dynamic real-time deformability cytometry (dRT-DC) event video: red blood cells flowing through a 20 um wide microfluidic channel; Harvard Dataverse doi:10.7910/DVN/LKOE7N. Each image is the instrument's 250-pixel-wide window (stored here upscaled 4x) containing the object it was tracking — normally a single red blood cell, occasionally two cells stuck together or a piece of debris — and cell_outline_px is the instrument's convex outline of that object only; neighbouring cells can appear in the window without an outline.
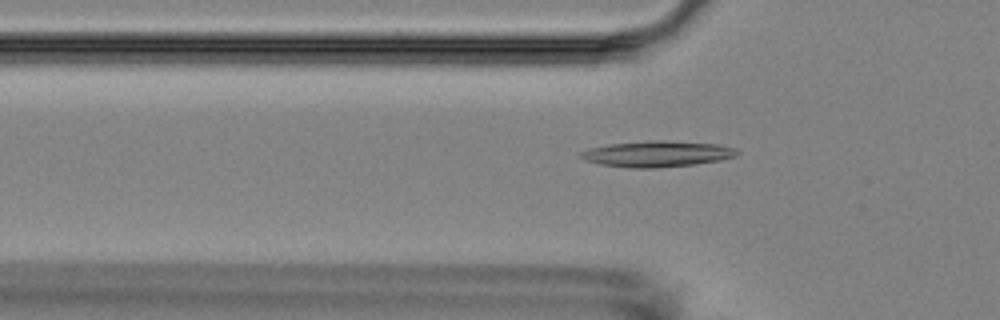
{"species": "Egyptian fruit bat (a non-hibernating species)", "species_latin": "Rousettus aegyptiacus", "temperature_condition": "room temperature", "stored_images_in_passage": 7, "segment_of_instrument_passage": [2, 2], "camera_frame_rate_fps": 3000, "um_per_image_px": 0.085, "animal": {"sex": "female"}, "frame": {"image": 1, "passage_image": 7, "time_ms": 7.0, "image_size_px": [1000, 320], "cell_outline_px": [[740, 152], [736, 156], [720, 160], [692, 164], [656, 168], [628, 168], [600, 164], [584, 160], [580, 156], [580, 152], [588, 148], [608, 144], [656, 140], [664, 140], [716, 144], [736, 148]], "centroid_in_image_um": [55.83, 13.08], "position_along_channel_um": 70.0, "area_um2": 23.64}}